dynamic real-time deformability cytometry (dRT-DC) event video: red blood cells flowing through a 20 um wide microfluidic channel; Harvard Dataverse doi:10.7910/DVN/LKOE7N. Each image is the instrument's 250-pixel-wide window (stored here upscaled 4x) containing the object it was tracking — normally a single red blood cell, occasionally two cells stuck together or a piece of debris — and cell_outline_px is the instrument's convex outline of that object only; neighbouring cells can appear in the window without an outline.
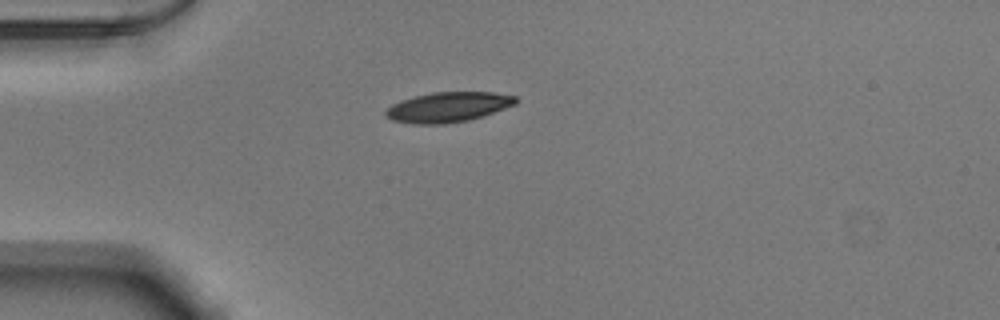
{"species": "Egyptian fruit bat (a non-hibernating species)", "species_latin": "Rousettus aegyptiacus", "temperature_condition": "warm", "stored_images_in_passage": 39, "camera_frame_rate_fps": 3000, "um_per_image_px": 0.085, "animal": {"sex": "male"}, "frame": {"image": 1, "passage_image": 1, "time_ms": 0.0, "image_size_px": [1000, 320], "cell_outline_px": [[520, 100], [516, 104], [484, 116], [468, 120], [444, 124], [412, 124], [392, 120], [384, 116], [384, 112], [392, 104], [416, 96], [432, 92], [492, 92], [516, 96]], "centroid_in_image_um": [38.11, 9.11], "position_along_channel_um": 46.9, "area_um2": 22.83}}
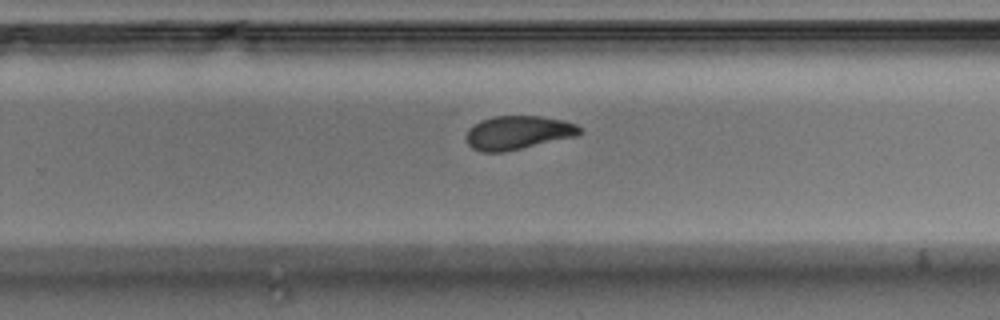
{"frame": {"image": 2, "passage_image": 21, "time_ms": 6.667, "image_size_px": [1000, 320], "cell_outline_px": [[584, 132], [576, 136], [504, 152], [480, 152], [472, 148], [468, 144], [464, 136], [468, 128], [472, 124], [480, 120], [492, 116], [540, 116], [564, 120], [576, 124]], "centroid_in_image_um": [43.98, 11.27], "position_along_channel_um": 285.8, "area_um2": 22.54}}
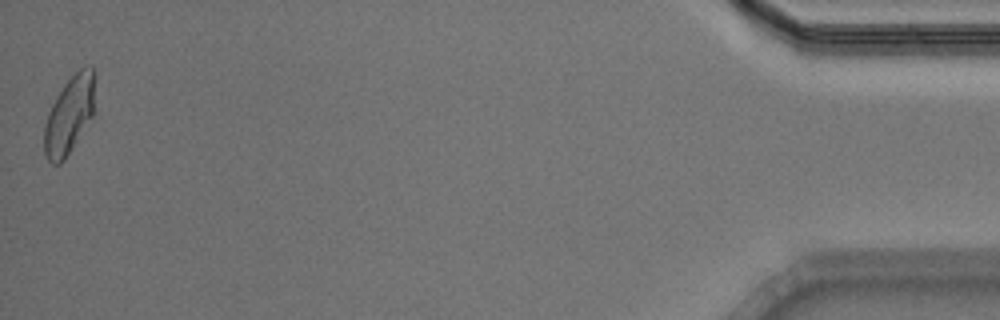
{"frame": {"image": 3, "passage_image": 39, "time_ms": 12.667, "image_size_px": [1000, 320], "cell_outline_px": [[92, 116], [64, 160], [60, 164], [52, 164], [48, 160], [44, 152], [44, 124], [48, 112], [56, 96], [64, 84], [80, 68], [88, 64], [92, 68]], "centroid_in_image_um": [5.82, 9.82], "position_along_channel_um": 429.4, "area_um2": 22.14}, "authors_computed_cell_mechanics": {"area_um2": 22.831, "velocity_mm_per_s": 3.8732, "shape_relaxation_time_tau1_ms": 3.4181, "shape_relaxation_time_tau2_ms": 3.3852, "deformation_change_tau1": 0.1372, "deformation_change_tau2": 0.0747}}